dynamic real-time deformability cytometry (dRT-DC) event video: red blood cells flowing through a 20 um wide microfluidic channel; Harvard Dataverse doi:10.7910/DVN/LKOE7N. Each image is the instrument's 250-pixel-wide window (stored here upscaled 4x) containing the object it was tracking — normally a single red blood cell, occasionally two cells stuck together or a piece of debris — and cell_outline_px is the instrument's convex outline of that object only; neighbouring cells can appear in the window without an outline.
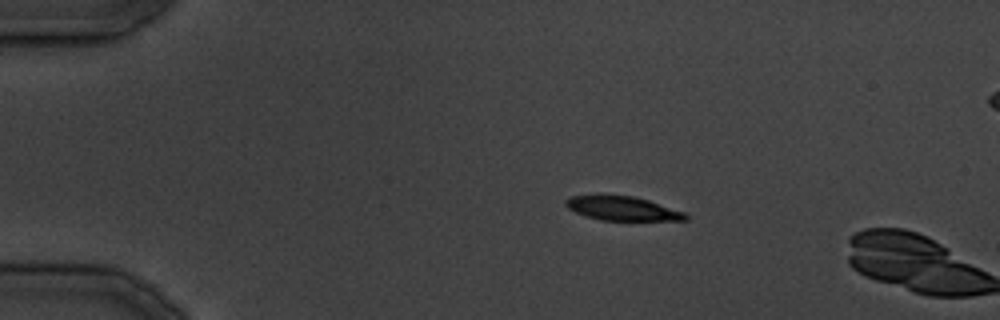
{"species": "common noctule bat (a hibernating species)", "species_latin": "Nyctalus noctula", "temperature_condition": "cold", "stored_images_in_passage": 6, "camera_frame_rate_fps": 3000, "um_per_image_px": 0.085, "animal": {"sex": "male", "body_mass_g": 19.5, "forearm_length_mm": 54.6}, "frame": {"image": 1, "passage_image": 5, "time_ms": 4.667, "image_size_px": [1000, 320], "cell_outline_px": [[688, 220], [600, 220], [584, 216], [568, 208], [564, 204], [564, 200], [572, 196], [596, 192], [600, 192], [632, 196], [648, 200], [684, 212], [688, 216]], "centroid_in_image_um": [52.8, 17.67], "position_along_channel_um": 32.2, "area_um2": 17.4}}